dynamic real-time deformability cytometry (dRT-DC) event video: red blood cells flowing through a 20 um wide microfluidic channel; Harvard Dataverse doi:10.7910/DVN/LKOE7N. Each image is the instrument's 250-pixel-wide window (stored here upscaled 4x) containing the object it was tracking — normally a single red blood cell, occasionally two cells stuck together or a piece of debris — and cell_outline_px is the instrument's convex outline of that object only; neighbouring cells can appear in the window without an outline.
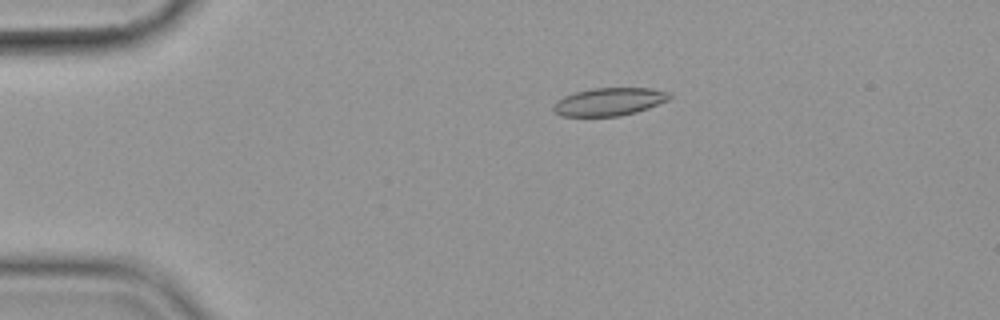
{"species": "common noctule bat (a hibernating species)", "species_latin": "Nyctalus noctula", "temperature_condition": "cold", "stored_images_in_passage": 57, "camera_frame_rate_fps": 3000, "um_per_image_px": 0.085, "animal": {"sex": "female", "body_mass_g": 19.9}, "frame": {"image": 1, "passage_image": 12, "time_ms": 3.667, "image_size_px": [1000, 320], "cell_outline_px": [[672, 96], [668, 100], [648, 108], [636, 112], [620, 116], [560, 116], [552, 108], [552, 104], [556, 100], [564, 96], [576, 92], [592, 88], [652, 88], [668, 92]], "centroid_in_image_um": [51.76, 8.64], "position_along_channel_um": 33.2, "area_um2": 18.9}}
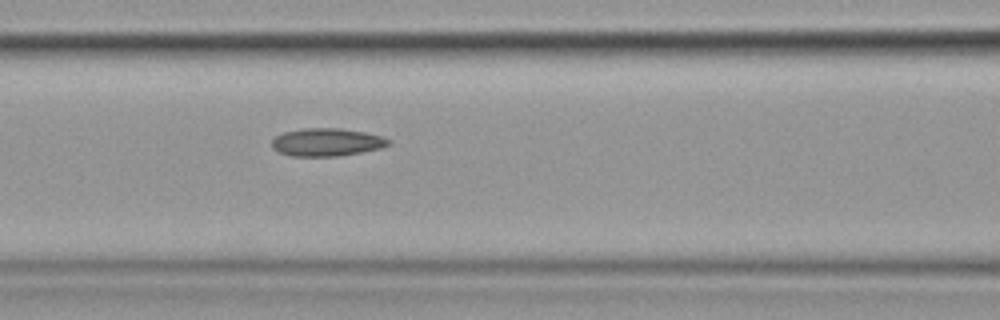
{"frame": {"image": 2, "passage_image": 25, "time_ms": 8.0, "image_size_px": [1000, 320], "cell_outline_px": [[392, 144], [380, 148], [340, 156], [292, 156], [280, 152], [272, 148], [272, 140], [276, 136], [284, 132], [304, 128], [340, 128], [364, 132], [384, 136], [392, 140]], "centroid_in_image_um": [27.81, 12.08], "position_along_channel_um": 138.8, "area_um2": 19.02}}
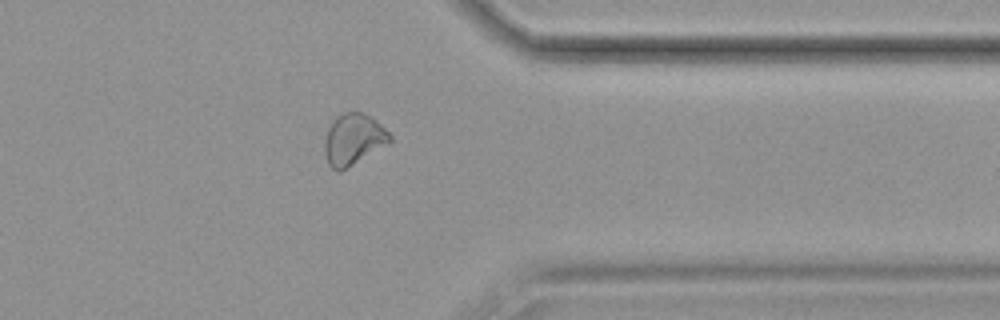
{"frame": {"image": 3, "passage_image": 46, "time_ms": 15.0, "image_size_px": [1000, 320], "cell_outline_px": [[392, 140], [388, 144], [340, 172], [336, 172], [328, 164], [324, 152], [324, 140], [328, 128], [332, 120], [336, 116], [344, 112], [360, 112], [368, 116], [380, 124], [392, 136]], "centroid_in_image_um": [30.01, 11.86], "position_along_channel_um": 381.4, "area_um2": 19.48}}